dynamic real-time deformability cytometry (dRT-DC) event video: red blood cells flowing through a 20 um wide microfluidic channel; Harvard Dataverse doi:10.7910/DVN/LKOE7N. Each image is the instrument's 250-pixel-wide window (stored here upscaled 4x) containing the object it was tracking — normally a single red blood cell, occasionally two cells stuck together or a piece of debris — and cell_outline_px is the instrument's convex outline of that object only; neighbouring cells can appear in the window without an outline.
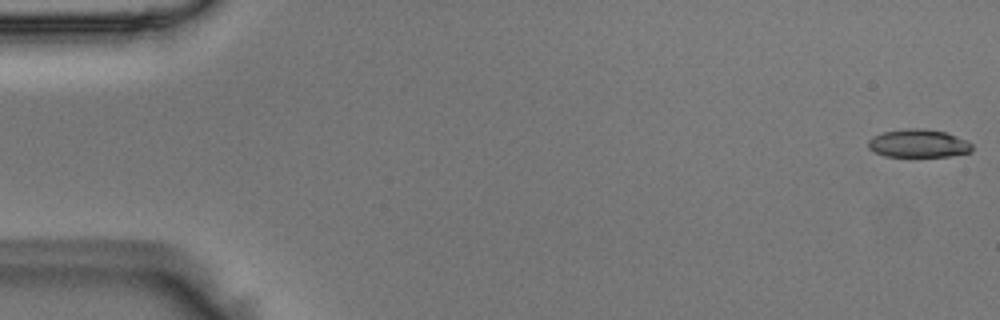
{"species": "Egyptian fruit bat (a non-hibernating species)", "species_latin": "Rousettus aegyptiacus", "temperature_condition": "room temperature", "stored_images_in_passage": 52, "camera_frame_rate_fps": 3000, "um_per_image_px": 0.085, "animal": {"sex": "male"}, "frame": {"image": 1, "passage_image": 1, "time_ms": 0.0, "image_size_px": [1000, 320], "cell_outline_px": [[972, 152], [948, 156], [884, 156], [872, 152], [868, 148], [868, 140], [872, 136], [884, 132], [908, 128], [924, 128], [944, 132], [968, 140], [972, 144]], "centroid_in_image_um": [78.05, 12.19], "position_along_channel_um": 7.0, "area_um2": 17.11}}
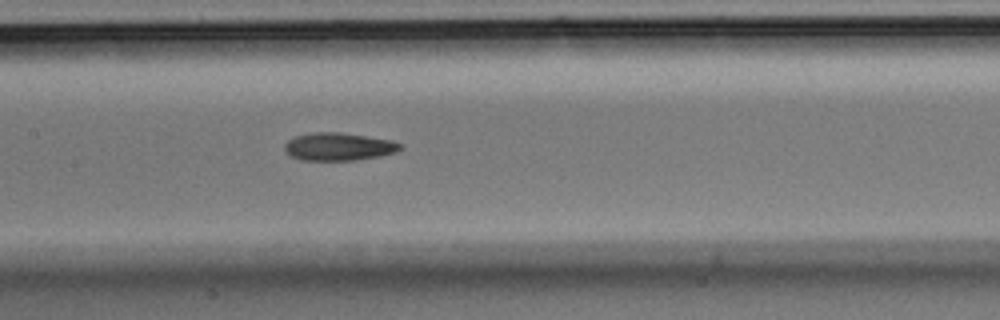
{"frame": {"image": 2, "passage_image": 25, "time_ms": 8.0, "image_size_px": [1000, 320], "cell_outline_px": [[404, 148], [396, 152], [380, 156], [356, 160], [300, 160], [284, 152], [284, 144], [288, 140], [296, 136], [312, 132], [340, 132], [392, 140], [404, 144]], "centroid_in_image_um": [28.81, 12.46], "position_along_channel_um": 178.6, "area_um2": 18.96}}
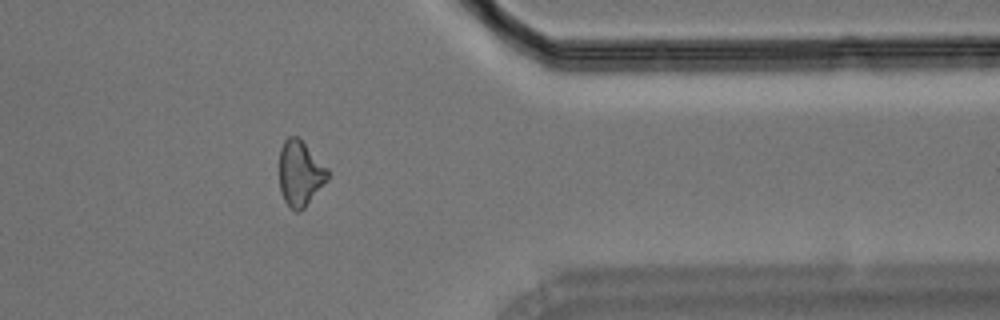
{"frame": {"image": 3, "passage_image": 42, "time_ms": 13.667, "image_size_px": [1000, 320], "cell_outline_px": [[328, 176], [304, 208], [300, 212], [296, 212], [284, 200], [280, 188], [280, 148], [284, 140], [288, 136], [296, 136], [328, 168]], "centroid_in_image_um": [25.48, 14.73], "position_along_channel_um": 385.9, "area_um2": 17.8}}